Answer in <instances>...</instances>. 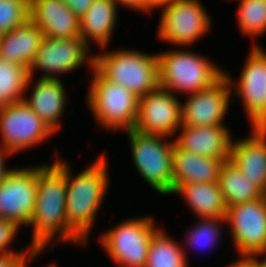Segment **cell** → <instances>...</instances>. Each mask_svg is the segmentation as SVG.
Listing matches in <instances>:
<instances>
[{
  "label": "cell",
  "instance_id": "d590c367",
  "mask_svg": "<svg viewBox=\"0 0 266 267\" xmlns=\"http://www.w3.org/2000/svg\"><path fill=\"white\" fill-rule=\"evenodd\" d=\"M249 267H266V258L262 261L258 260L256 256L249 257Z\"/></svg>",
  "mask_w": 266,
  "mask_h": 267
},
{
  "label": "cell",
  "instance_id": "8fae6325",
  "mask_svg": "<svg viewBox=\"0 0 266 267\" xmlns=\"http://www.w3.org/2000/svg\"><path fill=\"white\" fill-rule=\"evenodd\" d=\"M182 124V105L177 96L158 86L139 97L134 130L142 134L176 135Z\"/></svg>",
  "mask_w": 266,
  "mask_h": 267
},
{
  "label": "cell",
  "instance_id": "e0dca14e",
  "mask_svg": "<svg viewBox=\"0 0 266 267\" xmlns=\"http://www.w3.org/2000/svg\"><path fill=\"white\" fill-rule=\"evenodd\" d=\"M246 139L232 141L230 160L266 194V127H252Z\"/></svg>",
  "mask_w": 266,
  "mask_h": 267
},
{
  "label": "cell",
  "instance_id": "8992f818",
  "mask_svg": "<svg viewBox=\"0 0 266 267\" xmlns=\"http://www.w3.org/2000/svg\"><path fill=\"white\" fill-rule=\"evenodd\" d=\"M132 157L141 177L158 193L173 194L172 150L166 136L127 131ZM164 140V142H163Z\"/></svg>",
  "mask_w": 266,
  "mask_h": 267
},
{
  "label": "cell",
  "instance_id": "7a4b0ae2",
  "mask_svg": "<svg viewBox=\"0 0 266 267\" xmlns=\"http://www.w3.org/2000/svg\"><path fill=\"white\" fill-rule=\"evenodd\" d=\"M106 156L101 155L91 166L72 178L66 162L65 212L68 227L84 242L94 224L97 210L107 193L108 179Z\"/></svg>",
  "mask_w": 266,
  "mask_h": 267
},
{
  "label": "cell",
  "instance_id": "f1b7e54d",
  "mask_svg": "<svg viewBox=\"0 0 266 267\" xmlns=\"http://www.w3.org/2000/svg\"><path fill=\"white\" fill-rule=\"evenodd\" d=\"M223 222H225L224 219L201 218L189 233L190 235L186 239L188 244L195 246V248L196 246L200 247V245L203 247L213 246L220 237L221 227L219 224Z\"/></svg>",
  "mask_w": 266,
  "mask_h": 267
},
{
  "label": "cell",
  "instance_id": "7402d4cb",
  "mask_svg": "<svg viewBox=\"0 0 266 267\" xmlns=\"http://www.w3.org/2000/svg\"><path fill=\"white\" fill-rule=\"evenodd\" d=\"M114 0H94L80 19V38L89 45V39L106 48L112 38L117 20Z\"/></svg>",
  "mask_w": 266,
  "mask_h": 267
},
{
  "label": "cell",
  "instance_id": "4dcf8cb0",
  "mask_svg": "<svg viewBox=\"0 0 266 267\" xmlns=\"http://www.w3.org/2000/svg\"><path fill=\"white\" fill-rule=\"evenodd\" d=\"M19 227L20 226L13 221L0 218V256L15 253L13 251H8L7 247L11 244Z\"/></svg>",
  "mask_w": 266,
  "mask_h": 267
},
{
  "label": "cell",
  "instance_id": "ba28073f",
  "mask_svg": "<svg viewBox=\"0 0 266 267\" xmlns=\"http://www.w3.org/2000/svg\"><path fill=\"white\" fill-rule=\"evenodd\" d=\"M224 221L240 258L266 254V194L228 207Z\"/></svg>",
  "mask_w": 266,
  "mask_h": 267
},
{
  "label": "cell",
  "instance_id": "836d02e7",
  "mask_svg": "<svg viewBox=\"0 0 266 267\" xmlns=\"http://www.w3.org/2000/svg\"><path fill=\"white\" fill-rule=\"evenodd\" d=\"M5 156H11V154L4 150L3 147L0 145V182L5 178L6 173L10 169H6V166L4 164Z\"/></svg>",
  "mask_w": 266,
  "mask_h": 267
},
{
  "label": "cell",
  "instance_id": "83f0119b",
  "mask_svg": "<svg viewBox=\"0 0 266 267\" xmlns=\"http://www.w3.org/2000/svg\"><path fill=\"white\" fill-rule=\"evenodd\" d=\"M30 0H0V35L29 20Z\"/></svg>",
  "mask_w": 266,
  "mask_h": 267
},
{
  "label": "cell",
  "instance_id": "d6986e66",
  "mask_svg": "<svg viewBox=\"0 0 266 267\" xmlns=\"http://www.w3.org/2000/svg\"><path fill=\"white\" fill-rule=\"evenodd\" d=\"M223 162L186 151L175 143L172 150L173 194L184 184L218 181Z\"/></svg>",
  "mask_w": 266,
  "mask_h": 267
},
{
  "label": "cell",
  "instance_id": "8d00e7d4",
  "mask_svg": "<svg viewBox=\"0 0 266 267\" xmlns=\"http://www.w3.org/2000/svg\"><path fill=\"white\" fill-rule=\"evenodd\" d=\"M230 264L227 267H249V257L240 258L237 262Z\"/></svg>",
  "mask_w": 266,
  "mask_h": 267
},
{
  "label": "cell",
  "instance_id": "d6a6232c",
  "mask_svg": "<svg viewBox=\"0 0 266 267\" xmlns=\"http://www.w3.org/2000/svg\"><path fill=\"white\" fill-rule=\"evenodd\" d=\"M117 4H122L138 11L146 12V0H114Z\"/></svg>",
  "mask_w": 266,
  "mask_h": 267
},
{
  "label": "cell",
  "instance_id": "7c38bea8",
  "mask_svg": "<svg viewBox=\"0 0 266 267\" xmlns=\"http://www.w3.org/2000/svg\"><path fill=\"white\" fill-rule=\"evenodd\" d=\"M37 196V167L11 169L0 182V218L28 225Z\"/></svg>",
  "mask_w": 266,
  "mask_h": 267
},
{
  "label": "cell",
  "instance_id": "4fadbf2b",
  "mask_svg": "<svg viewBox=\"0 0 266 267\" xmlns=\"http://www.w3.org/2000/svg\"><path fill=\"white\" fill-rule=\"evenodd\" d=\"M88 46L90 45H87L80 37L64 39L44 37L29 68V77L33 78L36 69H41L46 73L42 78L56 79L59 78V73L72 72L87 61L93 68L94 57L89 56L88 59Z\"/></svg>",
  "mask_w": 266,
  "mask_h": 267
},
{
  "label": "cell",
  "instance_id": "ac0fdd59",
  "mask_svg": "<svg viewBox=\"0 0 266 267\" xmlns=\"http://www.w3.org/2000/svg\"><path fill=\"white\" fill-rule=\"evenodd\" d=\"M181 134L174 140L186 151L204 156L230 159L232 138L225 126H183Z\"/></svg>",
  "mask_w": 266,
  "mask_h": 267
},
{
  "label": "cell",
  "instance_id": "603a6c76",
  "mask_svg": "<svg viewBox=\"0 0 266 267\" xmlns=\"http://www.w3.org/2000/svg\"><path fill=\"white\" fill-rule=\"evenodd\" d=\"M174 193H181L185 202L199 218L224 219L227 211L218 181L181 185Z\"/></svg>",
  "mask_w": 266,
  "mask_h": 267
},
{
  "label": "cell",
  "instance_id": "277c9868",
  "mask_svg": "<svg viewBox=\"0 0 266 267\" xmlns=\"http://www.w3.org/2000/svg\"><path fill=\"white\" fill-rule=\"evenodd\" d=\"M94 68L108 81L125 87L138 97L159 86L157 55L120 50L93 55Z\"/></svg>",
  "mask_w": 266,
  "mask_h": 267
},
{
  "label": "cell",
  "instance_id": "2e32d148",
  "mask_svg": "<svg viewBox=\"0 0 266 267\" xmlns=\"http://www.w3.org/2000/svg\"><path fill=\"white\" fill-rule=\"evenodd\" d=\"M29 19L46 38L80 37V19L63 0H30Z\"/></svg>",
  "mask_w": 266,
  "mask_h": 267
},
{
  "label": "cell",
  "instance_id": "1f68e13d",
  "mask_svg": "<svg viewBox=\"0 0 266 267\" xmlns=\"http://www.w3.org/2000/svg\"><path fill=\"white\" fill-rule=\"evenodd\" d=\"M94 0H63L79 19L86 13Z\"/></svg>",
  "mask_w": 266,
  "mask_h": 267
},
{
  "label": "cell",
  "instance_id": "52a82bcc",
  "mask_svg": "<svg viewBox=\"0 0 266 267\" xmlns=\"http://www.w3.org/2000/svg\"><path fill=\"white\" fill-rule=\"evenodd\" d=\"M152 217L129 219L102 234L100 242L105 251L123 267H145L149 243L158 230Z\"/></svg>",
  "mask_w": 266,
  "mask_h": 267
},
{
  "label": "cell",
  "instance_id": "3957f363",
  "mask_svg": "<svg viewBox=\"0 0 266 267\" xmlns=\"http://www.w3.org/2000/svg\"><path fill=\"white\" fill-rule=\"evenodd\" d=\"M191 52L170 50L156 54L159 86L171 93L175 90L193 94L209 88L224 75L210 60Z\"/></svg>",
  "mask_w": 266,
  "mask_h": 267
},
{
  "label": "cell",
  "instance_id": "e575fe53",
  "mask_svg": "<svg viewBox=\"0 0 266 267\" xmlns=\"http://www.w3.org/2000/svg\"><path fill=\"white\" fill-rule=\"evenodd\" d=\"M173 0H146V12H151V9L164 7Z\"/></svg>",
  "mask_w": 266,
  "mask_h": 267
},
{
  "label": "cell",
  "instance_id": "9c48e42d",
  "mask_svg": "<svg viewBox=\"0 0 266 267\" xmlns=\"http://www.w3.org/2000/svg\"><path fill=\"white\" fill-rule=\"evenodd\" d=\"M0 133V145L11 155L39 145L54 134L23 100L2 106Z\"/></svg>",
  "mask_w": 266,
  "mask_h": 267
},
{
  "label": "cell",
  "instance_id": "5bb4252c",
  "mask_svg": "<svg viewBox=\"0 0 266 267\" xmlns=\"http://www.w3.org/2000/svg\"><path fill=\"white\" fill-rule=\"evenodd\" d=\"M233 94L241 97L252 127H266V52L254 44Z\"/></svg>",
  "mask_w": 266,
  "mask_h": 267
},
{
  "label": "cell",
  "instance_id": "6da1fadb",
  "mask_svg": "<svg viewBox=\"0 0 266 267\" xmlns=\"http://www.w3.org/2000/svg\"><path fill=\"white\" fill-rule=\"evenodd\" d=\"M66 163L57 159L52 165L37 167V196L28 225L33 228L31 247L42 252L58 235L60 241L84 242L68 227L66 202ZM58 233V234H57Z\"/></svg>",
  "mask_w": 266,
  "mask_h": 267
},
{
  "label": "cell",
  "instance_id": "9a60e30c",
  "mask_svg": "<svg viewBox=\"0 0 266 267\" xmlns=\"http://www.w3.org/2000/svg\"><path fill=\"white\" fill-rule=\"evenodd\" d=\"M229 73L224 75L209 88L189 94L182 103L183 126H224L231 96L230 85L235 84ZM223 124V125H222Z\"/></svg>",
  "mask_w": 266,
  "mask_h": 267
},
{
  "label": "cell",
  "instance_id": "5b68a950",
  "mask_svg": "<svg viewBox=\"0 0 266 267\" xmlns=\"http://www.w3.org/2000/svg\"><path fill=\"white\" fill-rule=\"evenodd\" d=\"M87 106L99 124L109 130L134 129L138 117L139 97L118 85L106 80L94 67Z\"/></svg>",
  "mask_w": 266,
  "mask_h": 267
},
{
  "label": "cell",
  "instance_id": "cb8c5ba5",
  "mask_svg": "<svg viewBox=\"0 0 266 267\" xmlns=\"http://www.w3.org/2000/svg\"><path fill=\"white\" fill-rule=\"evenodd\" d=\"M218 183L228 207L261 198L264 193L244 173L240 172L232 160L222 163Z\"/></svg>",
  "mask_w": 266,
  "mask_h": 267
},
{
  "label": "cell",
  "instance_id": "f546056e",
  "mask_svg": "<svg viewBox=\"0 0 266 267\" xmlns=\"http://www.w3.org/2000/svg\"><path fill=\"white\" fill-rule=\"evenodd\" d=\"M39 253V251L31 246L29 247V250L26 251L23 248H20L18 253L0 256V267H27V262H30L31 260L33 261V258Z\"/></svg>",
  "mask_w": 266,
  "mask_h": 267
},
{
  "label": "cell",
  "instance_id": "d4e9b609",
  "mask_svg": "<svg viewBox=\"0 0 266 267\" xmlns=\"http://www.w3.org/2000/svg\"><path fill=\"white\" fill-rule=\"evenodd\" d=\"M165 234L158 229L152 235L145 267H188L186 252Z\"/></svg>",
  "mask_w": 266,
  "mask_h": 267
},
{
  "label": "cell",
  "instance_id": "484cf974",
  "mask_svg": "<svg viewBox=\"0 0 266 267\" xmlns=\"http://www.w3.org/2000/svg\"><path fill=\"white\" fill-rule=\"evenodd\" d=\"M32 82L29 70L21 65L0 58V104L8 105L22 101L23 92Z\"/></svg>",
  "mask_w": 266,
  "mask_h": 267
},
{
  "label": "cell",
  "instance_id": "ffe728a7",
  "mask_svg": "<svg viewBox=\"0 0 266 267\" xmlns=\"http://www.w3.org/2000/svg\"><path fill=\"white\" fill-rule=\"evenodd\" d=\"M60 80L39 78L30 98L23 99L53 132L61 127L59 120L67 99L65 87Z\"/></svg>",
  "mask_w": 266,
  "mask_h": 267
},
{
  "label": "cell",
  "instance_id": "30bf717a",
  "mask_svg": "<svg viewBox=\"0 0 266 267\" xmlns=\"http://www.w3.org/2000/svg\"><path fill=\"white\" fill-rule=\"evenodd\" d=\"M162 8L157 36L163 41L184 47L210 31L209 14L199 0H173Z\"/></svg>",
  "mask_w": 266,
  "mask_h": 267
},
{
  "label": "cell",
  "instance_id": "4316f807",
  "mask_svg": "<svg viewBox=\"0 0 266 267\" xmlns=\"http://www.w3.org/2000/svg\"><path fill=\"white\" fill-rule=\"evenodd\" d=\"M238 26L245 35L257 37L266 31V0H239Z\"/></svg>",
  "mask_w": 266,
  "mask_h": 267
},
{
  "label": "cell",
  "instance_id": "44dd1931",
  "mask_svg": "<svg viewBox=\"0 0 266 267\" xmlns=\"http://www.w3.org/2000/svg\"><path fill=\"white\" fill-rule=\"evenodd\" d=\"M43 39V32L29 19L0 35V58L29 70Z\"/></svg>",
  "mask_w": 266,
  "mask_h": 267
}]
</instances>
